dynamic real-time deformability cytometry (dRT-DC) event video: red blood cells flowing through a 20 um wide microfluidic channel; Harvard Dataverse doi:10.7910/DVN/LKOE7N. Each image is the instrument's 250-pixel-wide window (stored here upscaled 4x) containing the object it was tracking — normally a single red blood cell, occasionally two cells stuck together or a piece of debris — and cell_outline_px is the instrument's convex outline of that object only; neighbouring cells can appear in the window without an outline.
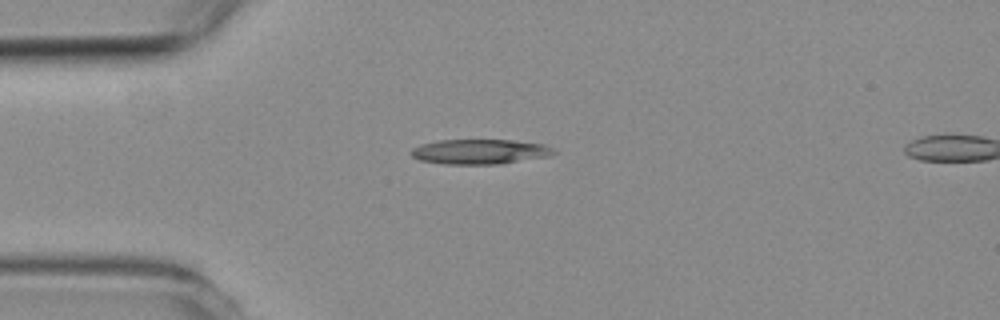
{"species": "common noctule bat (a hibernating species)", "species_latin": "Nyctalus noctula", "temperature_condition": "room temperature", "stored_images_in_passage": 2, "segment_of_instrument_passage": [1, 2], "camera_frame_rate_fps": 3000, "um_per_image_px": 0.085, "animal": {"sex": "female", "body_mass_g": 19.3, "forearm_length_mm": 54.1}, "frame": {"image": 1, "passage_image": 1, "time_ms": 0.0, "image_size_px": [1000, 320], "cell_outline_px": [[556, 152], [552, 156], [500, 164], [444, 164], [420, 160], [412, 156], [408, 152], [412, 148], [420, 144], [436, 140], [512, 140], [544, 144], [552, 148]], "centroid_in_image_um": [40.77, 12.89], "position_along_channel_um": 44.2, "area_um2": 20.92}}